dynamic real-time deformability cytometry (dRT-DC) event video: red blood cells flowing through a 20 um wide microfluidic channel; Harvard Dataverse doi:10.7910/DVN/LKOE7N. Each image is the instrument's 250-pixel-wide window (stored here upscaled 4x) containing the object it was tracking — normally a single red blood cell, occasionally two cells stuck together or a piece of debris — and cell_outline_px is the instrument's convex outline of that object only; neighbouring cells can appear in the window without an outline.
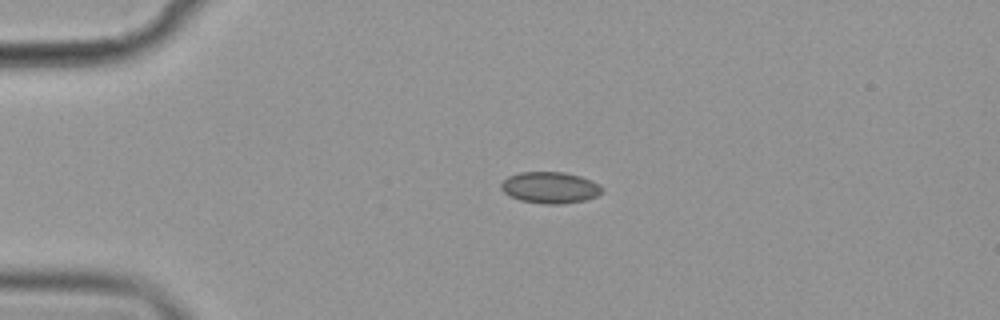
{"species": "common noctule bat (a hibernating species)", "species_latin": "Nyctalus noctula", "temperature_condition": "cold", "stored_images_in_passage": 45, "camera_frame_rate_fps": 3000, "um_per_image_px": 0.085, "animal": {"sex": "female", "body_mass_g": 19.9}, "frame": {"image": 1, "passage_image": 1, "time_ms": 0.0, "image_size_px": [1000, 320], "cell_outline_px": [[604, 192], [596, 196], [584, 200], [560, 204], [544, 204], [520, 200], [504, 192], [500, 188], [500, 184], [508, 176], [520, 172], [564, 172], [580, 176], [600, 184], [604, 188]], "centroid_in_image_um": [46.78, 15.94], "position_along_channel_um": 38.2, "area_um2": 18.5}}
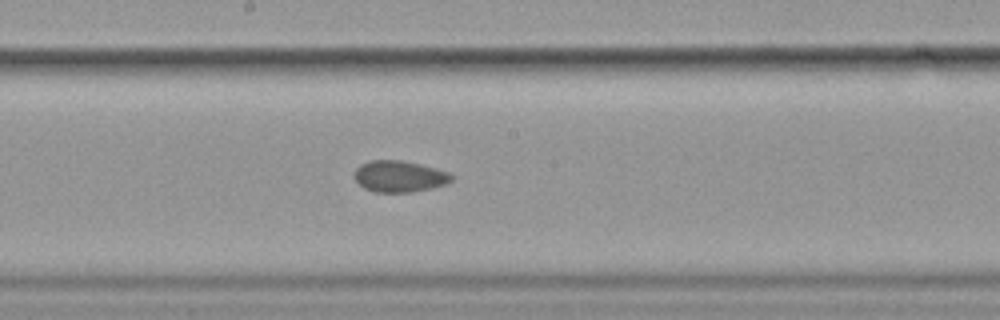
{"frame": {"image": 2, "passage_image": 19, "time_ms": 6.0, "image_size_px": [1000, 320], "cell_outline_px": [[452, 180], [444, 184], [432, 188], [412, 192], [376, 192], [364, 188], [356, 180], [356, 168], [360, 164], [368, 160], [400, 160], [420, 164], [436, 168], [448, 172], [452, 176]], "centroid_in_image_um": [33.94, 14.98], "position_along_channel_um": 214.3, "area_um2": 17.63}}
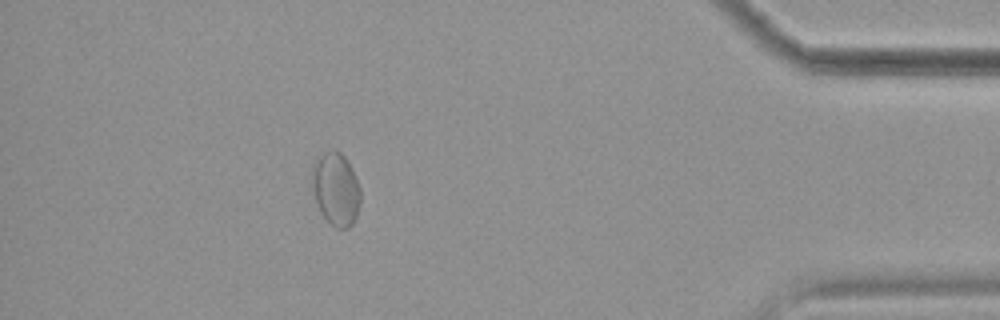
{"frame": {"image": 3, "passage_image": 39, "time_ms": 12.667, "image_size_px": [1000, 320], "cell_outline_px": [[360, 204], [356, 216], [352, 224], [348, 228], [336, 228], [320, 212], [316, 200], [312, 180], [312, 164], [324, 152], [332, 148], [340, 152], [344, 156], [352, 168], [360, 188]], "centroid_in_image_um": [28.56, 16.04], "position_along_channel_um": 406.6, "area_um2": 20.46}, "authors_computed_cell_mechanics": {"area_um2": 18.496, "velocity_mm_per_s": 3.5429, "shape_relaxation_time_tau1_ms": 5.9841, "shape_relaxation_time_tau2_ms": 3.8353, "deformation_change_tau1": 0.0643, "deformation_change_tau2": 0.0661}}